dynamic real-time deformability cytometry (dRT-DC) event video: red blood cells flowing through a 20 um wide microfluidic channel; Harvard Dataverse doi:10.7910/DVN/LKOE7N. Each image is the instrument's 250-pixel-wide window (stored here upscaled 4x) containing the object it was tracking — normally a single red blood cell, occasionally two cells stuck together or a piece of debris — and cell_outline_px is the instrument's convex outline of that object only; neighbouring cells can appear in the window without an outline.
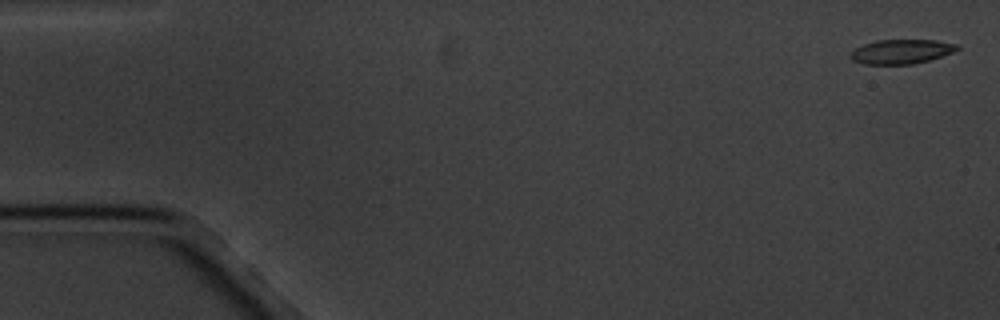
{"species": "common noctule bat (a hibernating species)", "species_latin": "Nyctalus noctula", "temperature_condition": "cold", "stored_images_in_passage": 7, "camera_frame_rate_fps": 3000, "um_per_image_px": 0.085, "animal": {"sex": "male", "body_mass_g": 20.1, "forearm_length_mm": 53.5}, "frame": {"image": 1, "passage_image": 1, "time_ms": 0.0, "image_size_px": [1000, 320], "cell_outline_px": [[960, 48], [952, 52], [928, 60], [912, 64], [864, 64], [852, 60], [848, 56], [856, 48], [864, 44], [876, 40], [936, 40], [956, 44]], "centroid_in_image_um": [76.58, 4.38], "position_along_channel_um": 8.4, "area_um2": 14.97}}
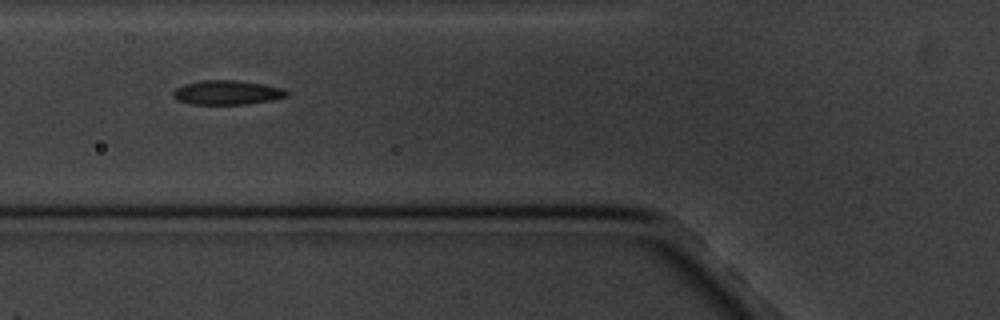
{"frame": {"image": 2, "passage_image": 6, "time_ms": 6.667, "image_size_px": [1000, 320], "cell_outline_px": [[288, 96], [272, 100], [244, 104], [192, 104], [176, 100], [172, 96], [172, 92], [176, 88], [184, 84], [200, 80], [236, 80], [264, 84], [284, 88], [288, 92]], "centroid_in_image_um": [19.29, 7.86], "position_along_channel_um": 106.5, "area_um2": 16.18}}
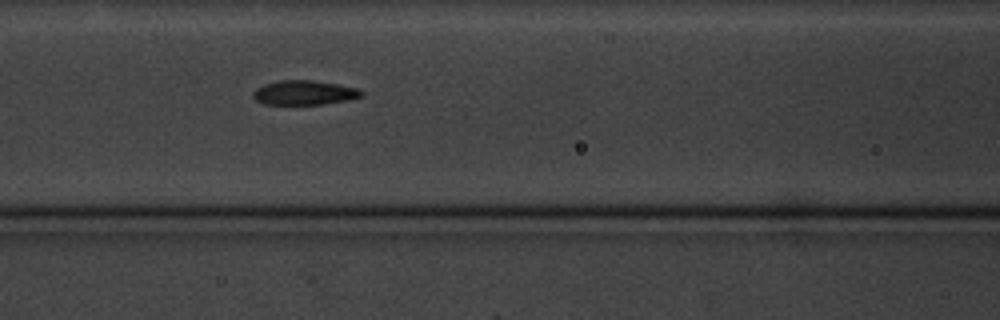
{"frame": {"image": 3, "passage_image": 7, "time_ms": 7.667, "image_size_px": [1000, 320], "cell_outline_px": [[364, 96], [348, 100], [324, 104], [264, 104], [256, 100], [252, 96], [252, 92], [256, 88], [264, 84], [280, 80], [312, 80], [340, 84], [360, 88], [364, 92]], "centroid_in_image_um": [25.9, 7.87], "position_along_channel_um": 140.7, "area_um2": 15.66}}